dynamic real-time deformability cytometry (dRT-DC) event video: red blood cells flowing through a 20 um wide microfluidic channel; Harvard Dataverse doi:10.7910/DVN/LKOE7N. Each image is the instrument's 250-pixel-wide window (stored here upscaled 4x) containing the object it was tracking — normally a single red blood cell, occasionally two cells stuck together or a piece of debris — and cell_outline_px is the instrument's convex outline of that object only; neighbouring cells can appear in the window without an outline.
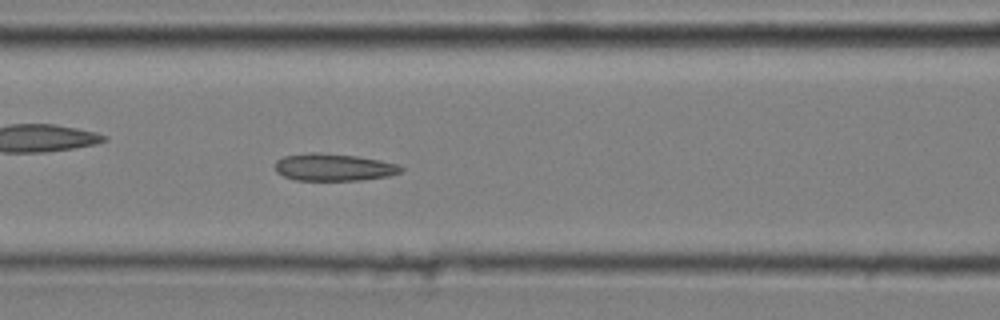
{"species": "common noctule bat (a hibernating species)", "species_latin": "Nyctalus noctula", "temperature_condition": "cold", "stored_images_in_passage": 50, "camera_frame_rate_fps": 3000, "um_per_image_px": 0.085, "animal": {"sex": "male", "body_mass_g": 20.4}, "frame": {"image": 1, "passage_image": 21, "time_ms": 6.667, "image_size_px": [1000, 320], "cell_outline_px": [[404, 168], [400, 172], [388, 176], [360, 180], [296, 180], [284, 176], [276, 172], [276, 160], [284, 156], [308, 152], [320, 152], [356, 156], [380, 160], [396, 164]], "centroid_in_image_um": [28.34, 14.21], "position_along_channel_um": 138.3, "area_um2": 19.94}}
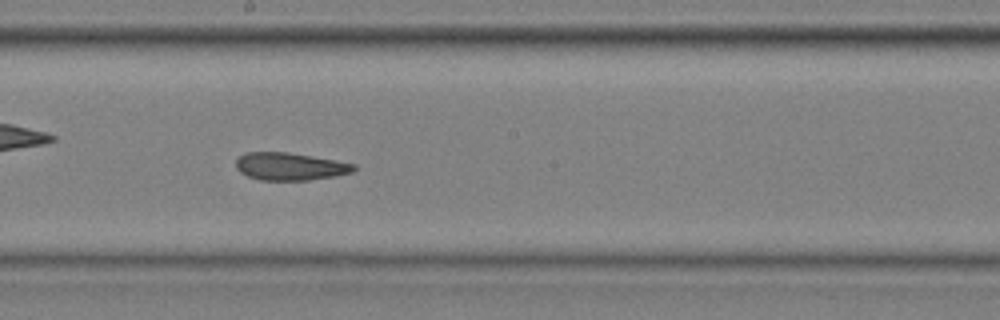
{"frame": {"image": 2, "passage_image": 28, "time_ms": 9.0, "image_size_px": [1000, 320], "cell_outline_px": [[356, 168], [352, 172], [336, 176], [308, 180], [260, 180], [248, 176], [240, 172], [236, 168], [236, 160], [244, 152], [288, 152], [312, 156], [356, 164]], "centroid_in_image_um": [24.64, 14.14], "position_along_channel_um": 223.6, "area_um2": 18.96}}
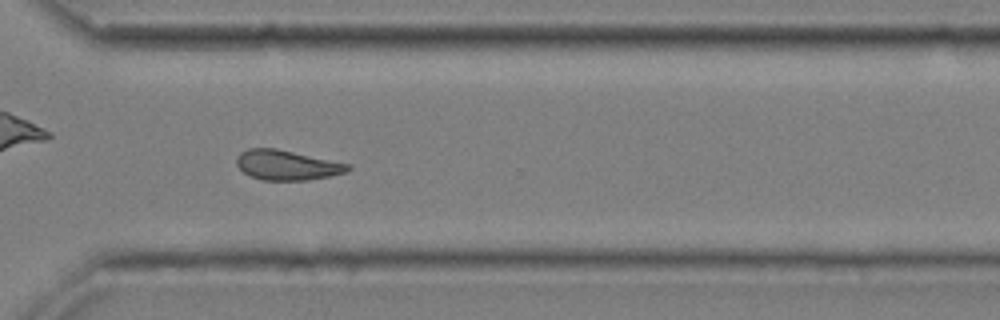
{"frame": {"image": 3, "passage_image": 38, "time_ms": 12.333, "image_size_px": [1000, 320], "cell_outline_px": [[352, 168], [348, 172], [308, 180], [264, 180], [252, 176], [244, 172], [236, 164], [236, 156], [240, 152], [248, 148], [276, 148], [352, 164]], "centroid_in_image_um": [24.42, 14.02], "position_along_channel_um": 346.2, "area_um2": 19.48}, "authors_computed_cell_mechanics": {"area_um2": 19.7676, "velocity_mm_per_s": 3.6776, "shape_relaxation_time_tau1_ms": 8.7793, "shape_relaxation_time_tau2_ms": 2.5673, "deformation_change_tau1": 0.1737, "deformation_change_tau2": 0.1017}}